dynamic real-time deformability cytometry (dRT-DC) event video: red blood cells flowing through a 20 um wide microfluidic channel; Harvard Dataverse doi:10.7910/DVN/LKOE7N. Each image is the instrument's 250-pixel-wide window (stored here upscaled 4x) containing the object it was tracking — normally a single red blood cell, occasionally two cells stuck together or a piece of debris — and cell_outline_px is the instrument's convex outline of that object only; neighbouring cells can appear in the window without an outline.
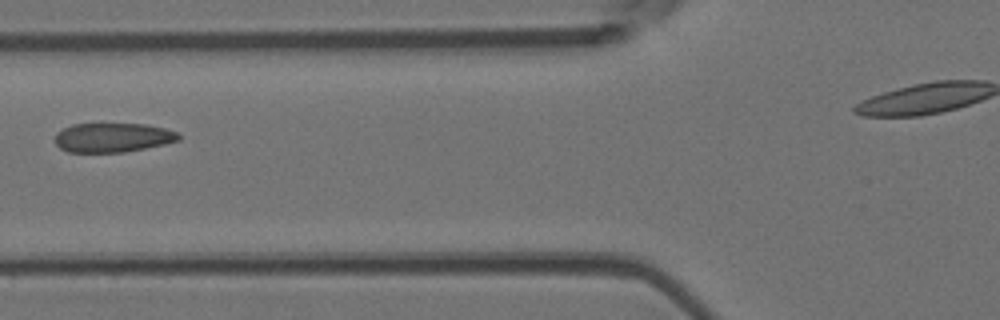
{"species": "Egyptian fruit bat (a non-hibernating species)", "species_latin": "Rousettus aegyptiacus", "temperature_condition": "room temperature", "stored_images_in_passage": 8, "camera_frame_rate_fps": 3000, "um_per_image_px": 0.085, "animal": {"sex": "female"}, "frame": {"image": 1, "passage_image": 7, "time_ms": 7.667, "image_size_px": [1000, 320], "cell_outline_px": [[180, 140], [164, 144], [124, 152], [68, 152], [60, 148], [56, 144], [56, 132], [72, 124], [144, 124], [164, 128], [176, 132], [180, 136]], "centroid_in_image_um": [9.57, 11.69], "position_along_channel_um": 116.2, "area_um2": 20.92}}
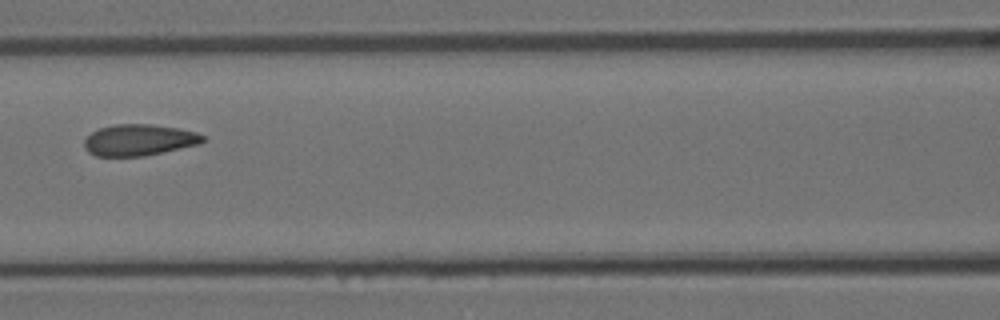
{"frame": {"image": 2, "passage_image": 8, "time_ms": 8.667, "image_size_px": [1000, 320], "cell_outline_px": [[204, 140], [200, 144], [144, 156], [96, 156], [88, 152], [84, 148], [84, 140], [92, 132], [100, 128], [116, 124], [152, 124], [176, 128], [196, 132], [204, 136]], "centroid_in_image_um": [11.8, 11.9], "position_along_channel_um": 154.8, "area_um2": 21.56}}